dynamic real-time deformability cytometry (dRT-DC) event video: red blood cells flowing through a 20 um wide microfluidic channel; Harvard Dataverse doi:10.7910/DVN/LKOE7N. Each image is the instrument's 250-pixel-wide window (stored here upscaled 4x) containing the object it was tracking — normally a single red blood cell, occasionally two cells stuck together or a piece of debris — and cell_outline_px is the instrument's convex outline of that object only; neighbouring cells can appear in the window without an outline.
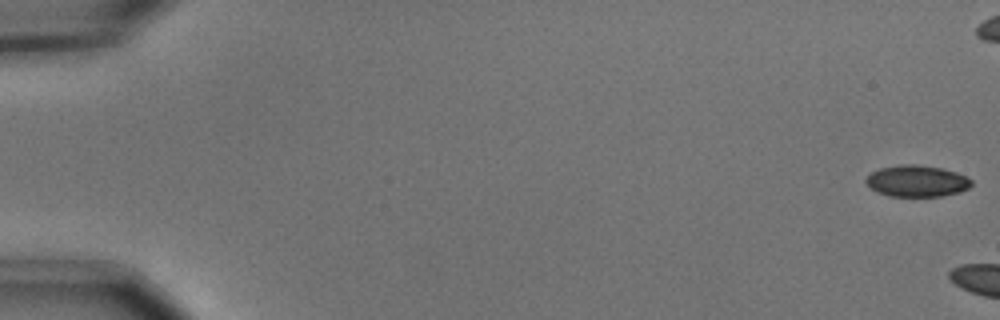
{"species": "common noctule bat (a hibernating species)", "species_latin": "Nyctalus noctula", "temperature_condition": "cold", "stored_images_in_passage": 5, "camera_frame_rate_fps": 3000, "um_per_image_px": 0.085, "animal": {"sex": "male", "body_mass_g": 15.6}, "frame": {"image": 1, "passage_image": 1, "time_ms": 0.0, "image_size_px": [1000, 320], "cell_outline_px": [[972, 184], [968, 188], [960, 192], [940, 196], [888, 196], [876, 192], [864, 180], [872, 172], [880, 168], [900, 164], [916, 164], [944, 168], [956, 172], [972, 180]], "centroid_in_image_um": [77.93, 15.38], "position_along_channel_um": 7.1, "area_um2": 19.36}}